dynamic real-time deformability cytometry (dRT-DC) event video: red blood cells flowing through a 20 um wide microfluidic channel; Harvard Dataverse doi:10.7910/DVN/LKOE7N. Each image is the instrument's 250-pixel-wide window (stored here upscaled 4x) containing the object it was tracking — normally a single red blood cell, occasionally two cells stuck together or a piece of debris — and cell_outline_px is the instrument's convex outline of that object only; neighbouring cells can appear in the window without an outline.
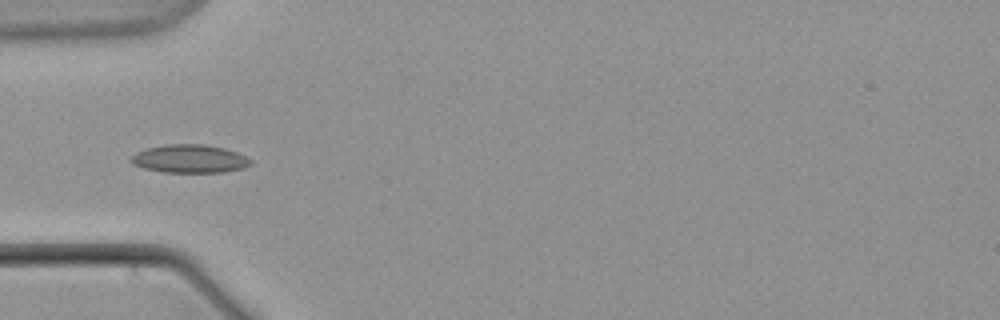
{"species": "common noctule bat (a hibernating species)", "species_latin": "Nyctalus noctula", "temperature_condition": "warm", "stored_images_in_passage": 9, "camera_frame_rate_fps": 3000, "um_per_image_px": 0.085, "animal": {"sex": "male", "body_mass_g": 21.5, "forearm_length_mm": 52.0}, "frame": {"image": 1, "passage_image": 6, "time_ms": 7.0, "image_size_px": [1000, 320], "cell_outline_px": [[252, 164], [244, 168], [224, 172], [164, 172], [144, 168], [132, 164], [128, 160], [136, 152], [148, 148], [168, 144], [204, 144], [224, 148], [236, 152], [252, 160]], "centroid_in_image_um": [16.12, 13.5], "position_along_channel_um": 68.9, "area_um2": 19.65}}
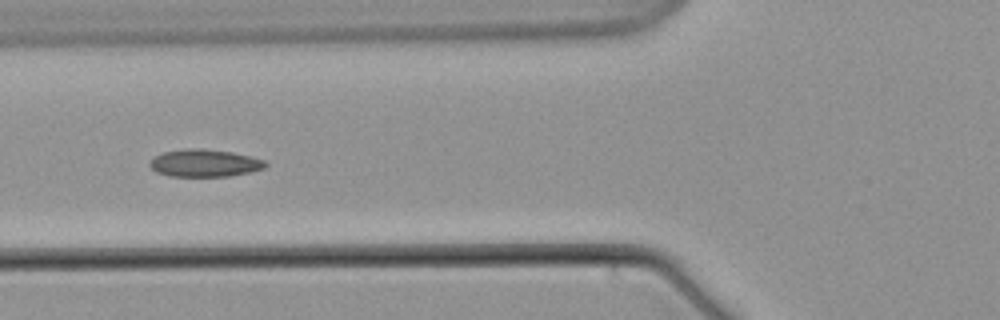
{"frame": {"image": 2, "passage_image": 7, "time_ms": 8.333, "image_size_px": [1000, 320], "cell_outline_px": [[268, 164], [264, 168], [248, 172], [228, 176], [168, 176], [156, 172], [148, 164], [152, 156], [164, 152], [184, 148], [204, 148], [232, 152], [252, 156], [264, 160]], "centroid_in_image_um": [17.35, 13.85], "position_along_channel_um": 108.4, "area_um2": 18.67}}
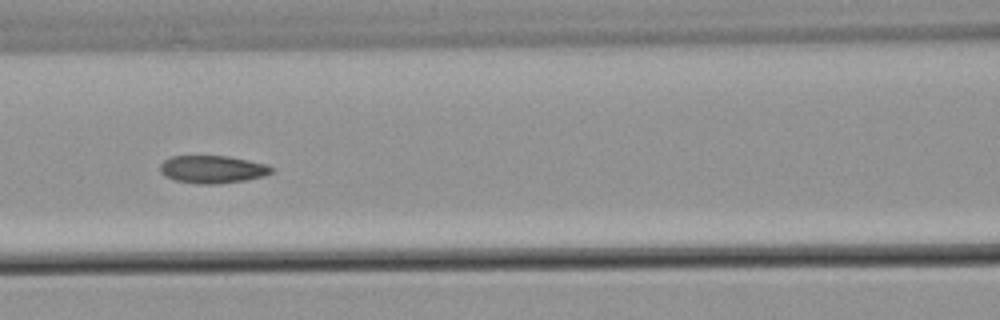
{"frame": {"image": 3, "passage_image": 8, "time_ms": 9.667, "image_size_px": [1000, 320], "cell_outline_px": [[272, 172], [264, 176], [244, 180], [216, 184], [196, 184], [176, 180], [164, 176], [160, 172], [160, 164], [164, 160], [172, 156], [228, 156], [268, 164], [272, 168]], "centroid_in_image_um": [18.04, 14.39], "position_along_channel_um": 148.6, "area_um2": 17.98}}